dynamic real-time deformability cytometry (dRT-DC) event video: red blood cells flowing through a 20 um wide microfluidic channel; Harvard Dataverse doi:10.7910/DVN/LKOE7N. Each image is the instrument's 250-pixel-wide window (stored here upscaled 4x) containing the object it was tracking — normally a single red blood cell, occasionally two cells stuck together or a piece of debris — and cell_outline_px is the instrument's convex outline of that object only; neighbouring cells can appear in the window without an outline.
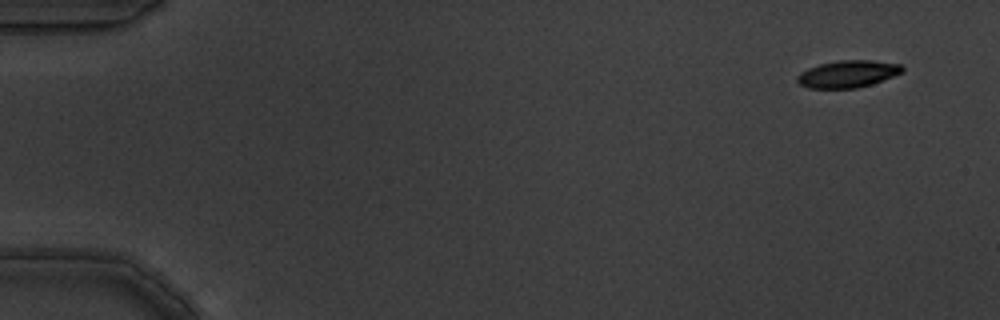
{"species": "common noctule bat (a hibernating species)", "species_latin": "Nyctalus noctula", "temperature_condition": "warm", "stored_images_in_passage": 7, "camera_frame_rate_fps": 3000, "um_per_image_px": 0.085, "animal": {"sex": "male", "body_mass_g": 19.5, "forearm_length_mm": 54.6}, "frame": {"image": 1, "passage_image": 1, "time_ms": 0.0, "image_size_px": [1000, 320], "cell_outline_px": [[904, 72], [872, 84], [856, 88], [808, 88], [800, 84], [796, 80], [796, 76], [800, 72], [808, 68], [820, 64], [836, 60], [872, 60], [900, 64], [904, 68]], "centroid_in_image_um": [72.06, 6.28], "position_along_channel_um": 12.9, "area_um2": 16.7}}
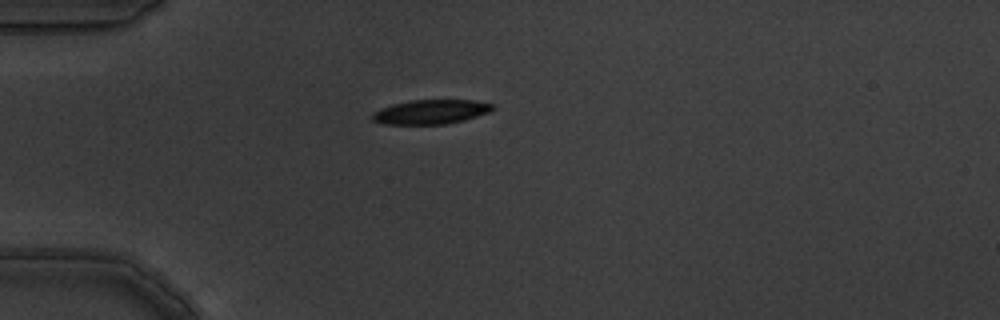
{"frame": {"image": 2, "passage_image": 5, "time_ms": 1.333, "image_size_px": [1000, 320], "cell_outline_px": [[496, 108], [488, 112], [464, 120], [448, 124], [384, 124], [372, 120], [372, 112], [380, 108], [392, 104], [412, 100], [472, 100], [496, 104]], "centroid_in_image_um": [36.63, 9.5], "position_along_channel_um": 48.4, "area_um2": 17.17}}
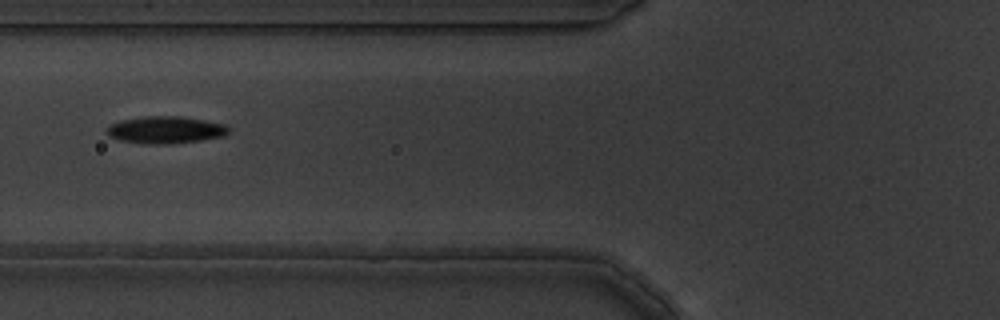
{"frame": {"image": 3, "passage_image": 7, "time_ms": 2.0, "image_size_px": [1000, 320], "cell_outline_px": [[228, 132], [224, 136], [200, 140], [172, 144], [140, 144], [120, 140], [108, 136], [108, 128], [112, 124], [120, 120], [140, 116], [180, 116], [204, 120], [224, 124], [228, 128]], "centroid_in_image_um": [14.05, 11.04], "position_along_channel_um": 111.8, "area_um2": 19.31}}